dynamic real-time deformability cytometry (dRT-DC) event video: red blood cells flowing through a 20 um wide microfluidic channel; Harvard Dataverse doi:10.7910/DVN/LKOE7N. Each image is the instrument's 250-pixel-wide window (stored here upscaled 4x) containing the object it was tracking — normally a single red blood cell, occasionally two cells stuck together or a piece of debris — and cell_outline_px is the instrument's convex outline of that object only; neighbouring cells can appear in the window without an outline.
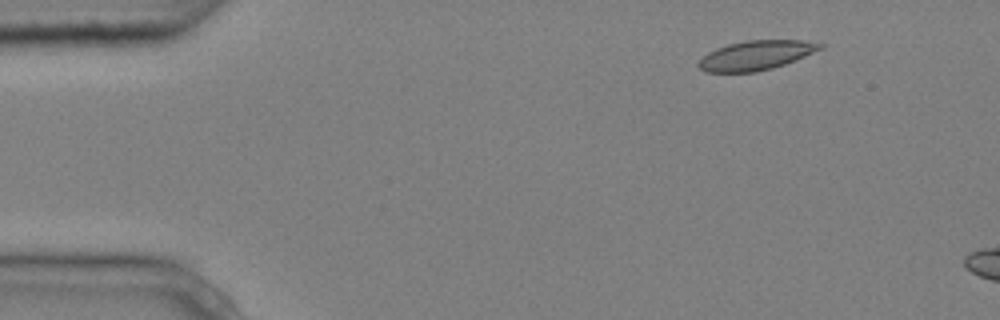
{"species": "common noctule bat (a hibernating species)", "species_latin": "Nyctalus noctula", "temperature_condition": "cold", "stored_images_in_passage": 3, "camera_frame_rate_fps": 3000, "um_per_image_px": 0.085, "animal": {"sex": "male", "body_mass_g": 20.4}, "frame": {"image": 1, "passage_image": 2, "time_ms": 0.333, "image_size_px": [1000, 320], "cell_outline_px": [[824, 48], [784, 64], [772, 68], [756, 72], [704, 72], [696, 64], [708, 52], [716, 48], [728, 44], [748, 40], [800, 40], [824, 44]], "centroid_in_image_um": [64.24, 4.7], "position_along_channel_um": 20.8, "area_um2": 20.69}}